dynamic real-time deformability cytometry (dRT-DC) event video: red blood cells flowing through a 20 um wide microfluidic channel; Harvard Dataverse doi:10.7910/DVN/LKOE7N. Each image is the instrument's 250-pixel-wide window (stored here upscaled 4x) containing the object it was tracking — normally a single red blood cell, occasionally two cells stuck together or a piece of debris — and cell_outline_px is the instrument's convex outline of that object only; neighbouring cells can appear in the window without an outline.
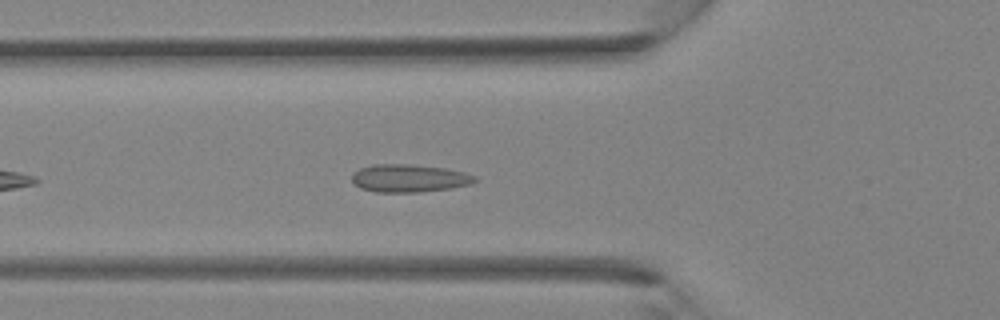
{"species": "Egyptian fruit bat (a non-hibernating species)", "species_latin": "Rousettus aegyptiacus", "temperature_condition": "room temperature", "stored_images_in_passage": 29, "camera_frame_rate_fps": 3000, "um_per_image_px": 0.085, "animal": {"sex": "female"}, "frame": {"image": 1, "passage_image": 5, "time_ms": 1.333, "image_size_px": [1000, 320], "cell_outline_px": [[480, 180], [472, 184], [452, 188], [416, 192], [376, 192], [360, 188], [352, 180], [352, 172], [360, 168], [372, 164], [408, 164], [444, 168], [464, 172], [476, 176]], "centroid_in_image_um": [34.8, 15.15], "position_along_channel_um": 91.0, "area_um2": 20.06}}
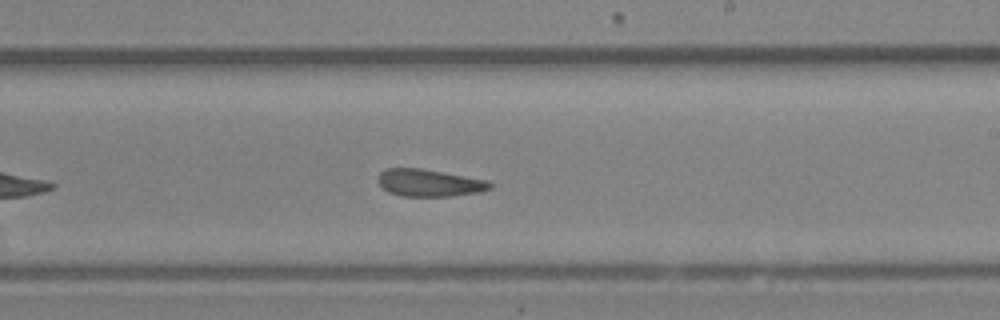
{"frame": {"image": 2, "passage_image": 14, "time_ms": 4.333, "image_size_px": [1000, 320], "cell_outline_px": [[492, 188], [480, 192], [452, 196], [400, 196], [388, 192], [376, 180], [380, 172], [384, 168], [424, 168], [488, 180], [492, 184]], "centroid_in_image_um": [36.48, 15.53], "position_along_channel_um": 252.5, "area_um2": 18.03}}
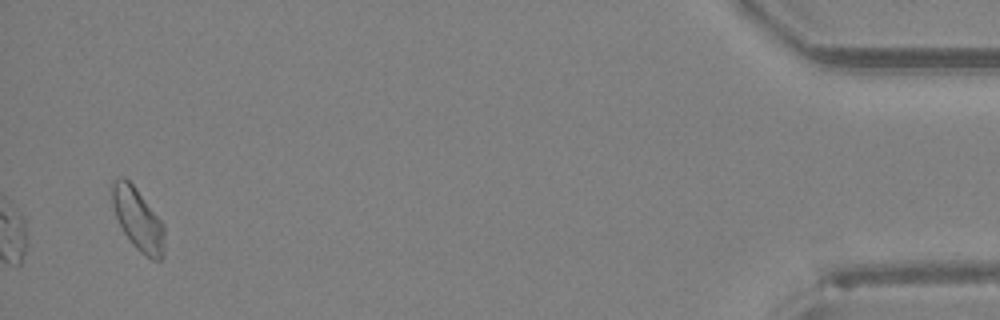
{"frame": {"image": 3, "passage_image": 28, "time_ms": 9.0, "image_size_px": [1000, 320], "cell_outline_px": [[164, 256], [160, 260], [152, 260], [140, 252], [132, 244], [124, 232], [116, 216], [112, 204], [112, 184], [120, 176], [124, 176], [136, 188], [164, 224]], "centroid_in_image_um": [11.74, 18.66], "position_along_channel_um": 423.5, "area_um2": 18.84}}